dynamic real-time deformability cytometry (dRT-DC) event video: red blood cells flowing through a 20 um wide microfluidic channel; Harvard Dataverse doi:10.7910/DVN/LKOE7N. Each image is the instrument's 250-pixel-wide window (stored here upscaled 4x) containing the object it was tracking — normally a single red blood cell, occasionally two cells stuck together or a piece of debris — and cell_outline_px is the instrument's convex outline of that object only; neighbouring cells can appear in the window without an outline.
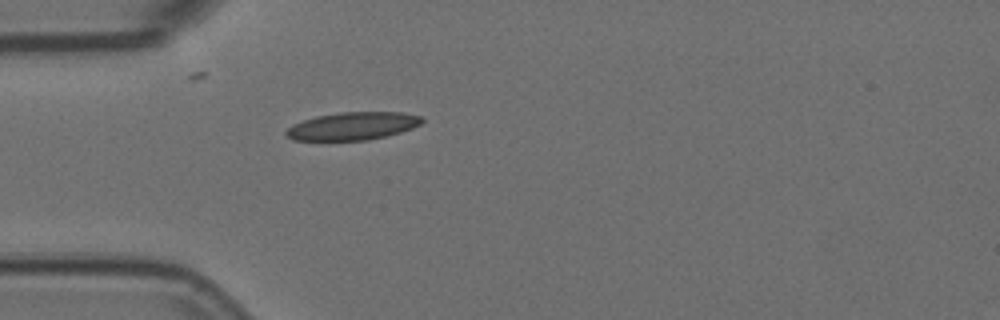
{"species": "Egyptian fruit bat (a non-hibernating species)", "species_latin": "Rousettus aegyptiacus", "temperature_condition": "room temperature", "stored_images_in_passage": 1, "camera_frame_rate_fps": 3000, "um_per_image_px": 0.085, "animal": {"sex": "female"}, "frame": {"image": 1, "passage_image": 1, "time_ms": 0.0, "image_size_px": [1000, 320], "cell_outline_px": [[424, 120], [420, 124], [412, 128], [400, 132], [368, 140], [292, 140], [284, 132], [292, 124], [316, 116], [340, 112], [404, 112], [420, 116]], "centroid_in_image_um": [29.97, 10.71], "position_along_channel_um": 55.0, "area_um2": 21.91}}